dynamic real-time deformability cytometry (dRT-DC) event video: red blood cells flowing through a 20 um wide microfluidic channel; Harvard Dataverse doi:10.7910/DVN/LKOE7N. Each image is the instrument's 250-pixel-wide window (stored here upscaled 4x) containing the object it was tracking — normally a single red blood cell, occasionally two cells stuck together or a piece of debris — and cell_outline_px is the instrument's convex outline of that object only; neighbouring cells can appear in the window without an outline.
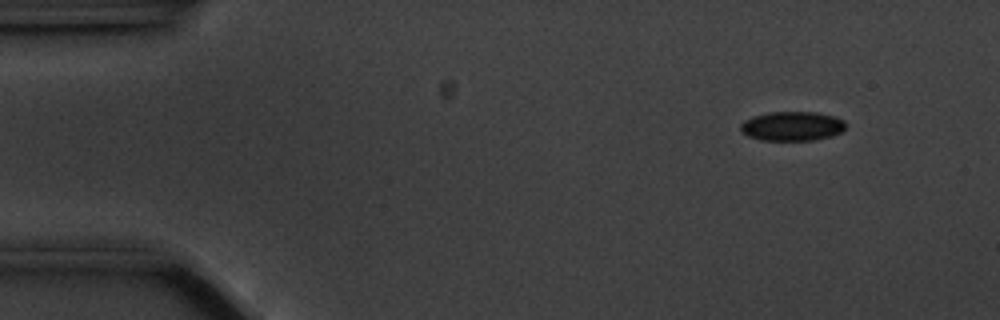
{"species": "common noctule bat (a hibernating species)", "species_latin": "Nyctalus noctula", "temperature_condition": "cold", "stored_images_in_passage": 51, "camera_frame_rate_fps": 3000, "um_per_image_px": 0.085, "animal": {"sex": "male", "body_mass_g": 20.1, "forearm_length_mm": 53.5}, "frame": {"image": 1, "passage_image": 1, "time_ms": 0.0, "image_size_px": [1000, 320], "cell_outline_px": [[844, 128], [840, 132], [832, 136], [812, 140], [760, 140], [748, 136], [740, 132], [740, 124], [744, 120], [752, 116], [768, 112], [816, 112], [832, 116], [844, 120]], "centroid_in_image_um": [67.27, 10.72], "position_along_channel_um": 17.7, "area_um2": 17.98}}
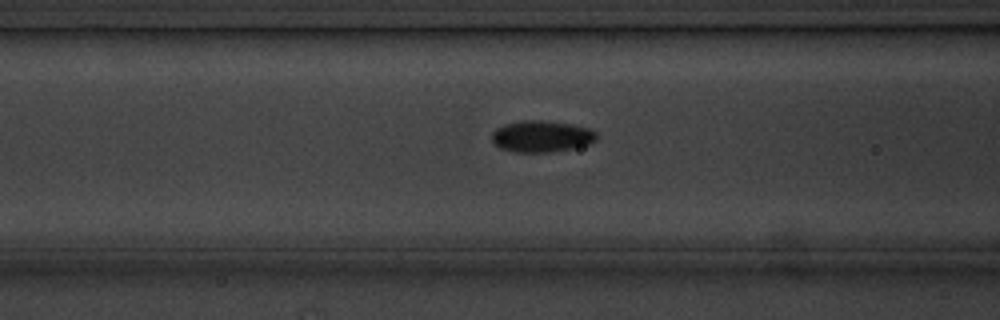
{"frame": {"image": 2, "passage_image": 17, "time_ms": 5.333, "image_size_px": [1000, 320], "cell_outline_px": [[596, 140], [588, 144], [572, 148], [548, 152], [512, 152], [500, 148], [492, 140], [492, 132], [496, 128], [504, 124], [524, 120], [536, 120], [568, 124], [588, 128], [596, 132]], "centroid_in_image_um": [45.99, 11.6], "position_along_channel_um": 120.6, "area_um2": 18.96}}
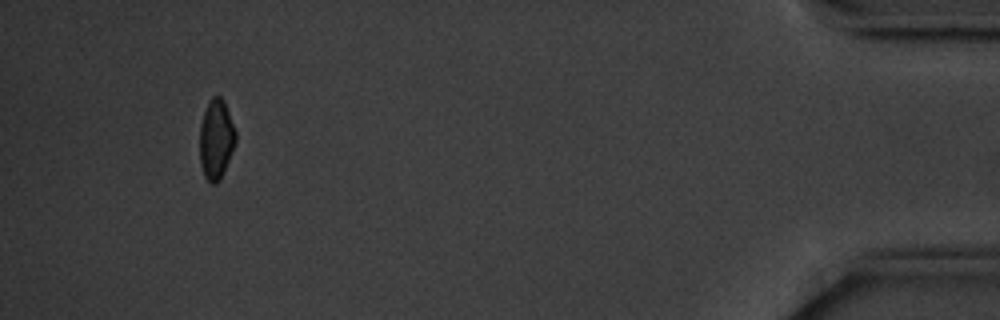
{"frame": {"image": 3, "passage_image": 48, "time_ms": 15.667, "image_size_px": [1000, 320], "cell_outline_px": [[236, 140], [220, 180], [216, 184], [212, 184], [204, 176], [200, 164], [200, 124], [208, 100], [212, 96], [220, 96], [224, 100], [236, 132]], "centroid_in_image_um": [18.36, 11.82], "position_along_channel_um": 416.8, "area_um2": 16.65}}